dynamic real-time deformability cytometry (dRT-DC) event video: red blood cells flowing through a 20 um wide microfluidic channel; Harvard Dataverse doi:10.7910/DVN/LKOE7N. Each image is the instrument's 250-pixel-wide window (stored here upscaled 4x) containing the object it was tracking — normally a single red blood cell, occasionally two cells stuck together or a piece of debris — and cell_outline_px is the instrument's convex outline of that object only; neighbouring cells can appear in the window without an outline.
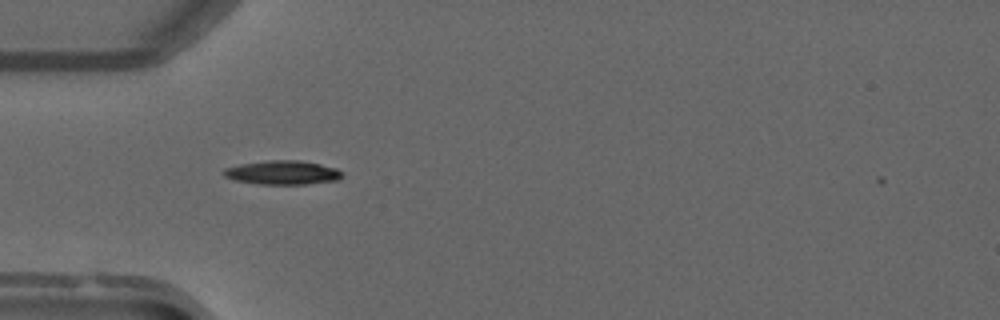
{"species": "common noctule bat (a hibernating species)", "species_latin": "Nyctalus noctula", "temperature_condition": "warm", "stored_images_in_passage": 38, "camera_frame_rate_fps": 3000, "um_per_image_px": 0.085, "animal": {"sex": "male", "forearm_length_mm": 52.5}, "frame": {"image": 1, "passage_image": 3, "time_ms": 0.667, "image_size_px": [1000, 320], "cell_outline_px": [[344, 176], [336, 180], [304, 184], [260, 184], [232, 180], [224, 176], [220, 172], [224, 168], [240, 164], [268, 160], [300, 160], [320, 164], [336, 168], [344, 172]], "centroid_in_image_um": [23.99, 14.66], "position_along_channel_um": 61.0, "area_um2": 16.7}}
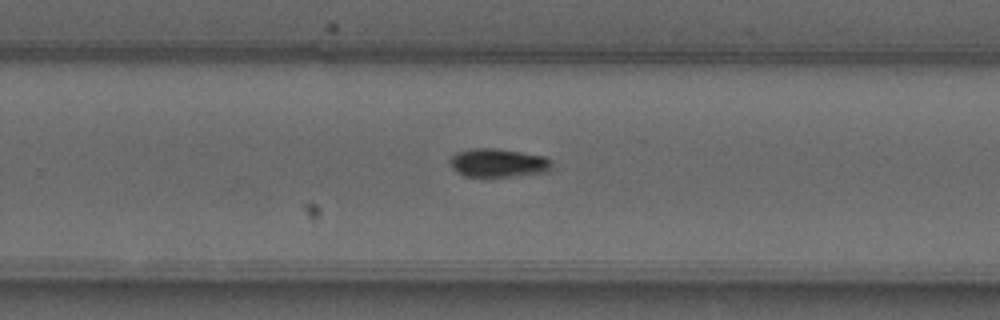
{"frame": {"image": 2, "passage_image": 20, "time_ms": 6.333, "image_size_px": [1000, 320], "cell_outline_px": [[552, 164], [548, 172], [512, 176], [464, 176], [456, 172], [452, 168], [448, 160], [456, 152], [472, 148], [496, 148], [544, 156], [552, 160]], "centroid_in_image_um": [42.32, 13.84], "position_along_channel_um": 287.5, "area_um2": 16.99}}
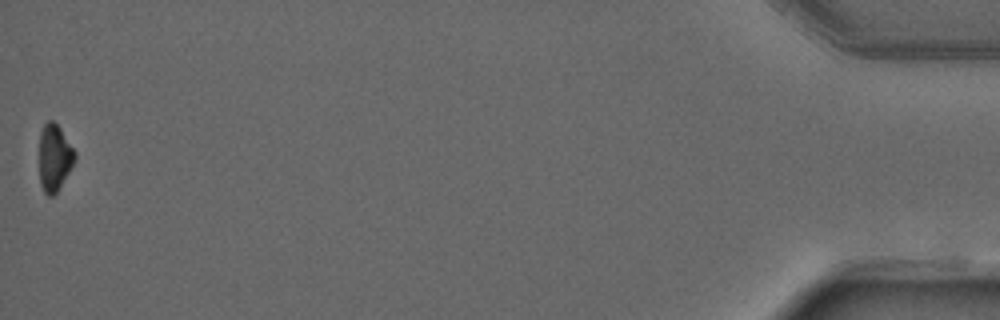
{"frame": {"image": 3, "passage_image": 38, "time_ms": 12.333, "image_size_px": [1000, 320], "cell_outline_px": [[76, 156], [68, 172], [56, 192], [52, 196], [48, 196], [44, 192], [40, 184], [40, 132], [44, 124], [48, 120], [52, 120], [60, 128], [76, 152]], "centroid_in_image_um": [4.61, 13.38], "position_along_channel_um": 430.6, "area_um2": 13.53}, "authors_computed_cell_mechanics": {"area_um2": 16.1262, "velocity_mm_per_s": 4.0489, "shape_relaxation_time_tau1_ms": 9.1487, "shape_relaxation_time_tau2_ms": null, "deformation_change_tau1": 0.2246, "deformation_change_tau2": null}}